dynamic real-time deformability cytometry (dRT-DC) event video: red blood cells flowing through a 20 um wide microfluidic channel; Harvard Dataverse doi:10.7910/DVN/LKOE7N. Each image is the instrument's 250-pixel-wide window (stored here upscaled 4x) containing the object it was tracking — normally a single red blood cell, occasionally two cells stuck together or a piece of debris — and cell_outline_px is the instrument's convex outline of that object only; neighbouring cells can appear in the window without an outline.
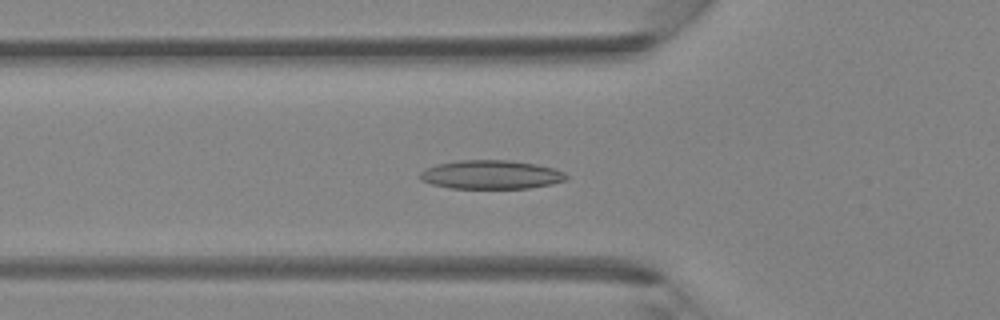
{"species": "Egyptian fruit bat (a non-hibernating species)", "species_latin": "Rousettus aegyptiacus", "temperature_condition": "room temperature", "stored_images_in_passage": 42, "camera_frame_rate_fps": 3000, "um_per_image_px": 0.085, "animal": {"sex": "female"}, "frame": {"image": 1, "passage_image": 14, "time_ms": 4.333, "image_size_px": [1000, 320], "cell_outline_px": [[568, 176], [564, 180], [552, 184], [528, 188], [448, 188], [432, 184], [420, 180], [420, 172], [424, 168], [436, 164], [460, 160], [508, 160], [536, 164], [556, 168], [564, 172]], "centroid_in_image_um": [41.72, 14.84], "position_along_channel_um": 84.1, "area_um2": 24.62}}
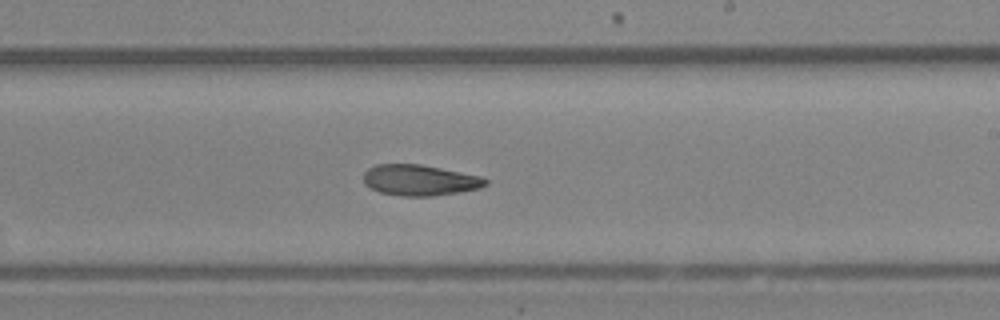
{"frame": {"image": 2, "passage_image": 25, "time_ms": 8.0, "image_size_px": [1000, 320], "cell_outline_px": [[488, 184], [480, 188], [432, 196], [400, 196], [380, 192], [364, 184], [364, 172], [368, 168], [376, 164], [420, 164], [480, 176], [488, 180]], "centroid_in_image_um": [35.65, 15.31], "position_along_channel_um": 253.3, "area_um2": 21.79}}
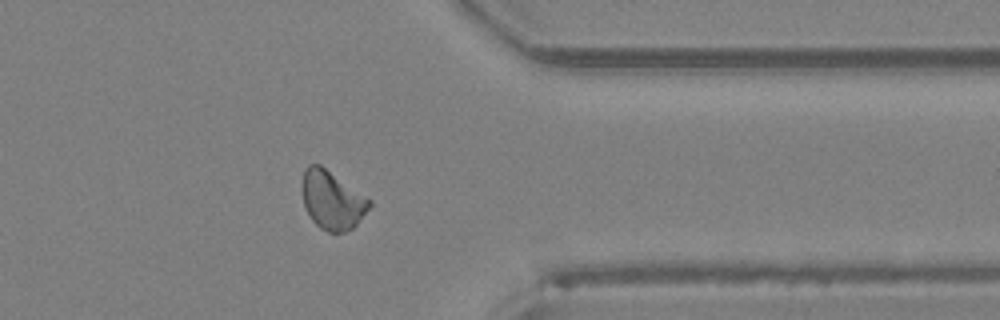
{"frame": {"image": 3, "passage_image": 34, "time_ms": 11.0, "image_size_px": [1000, 320], "cell_outline_px": [[372, 204], [356, 224], [352, 228], [344, 232], [328, 232], [320, 228], [312, 220], [304, 208], [300, 184], [304, 168], [308, 164], [320, 164], [372, 200]], "centroid_in_image_um": [28.18, 16.98], "position_along_channel_um": 383.2, "area_um2": 23.18}}